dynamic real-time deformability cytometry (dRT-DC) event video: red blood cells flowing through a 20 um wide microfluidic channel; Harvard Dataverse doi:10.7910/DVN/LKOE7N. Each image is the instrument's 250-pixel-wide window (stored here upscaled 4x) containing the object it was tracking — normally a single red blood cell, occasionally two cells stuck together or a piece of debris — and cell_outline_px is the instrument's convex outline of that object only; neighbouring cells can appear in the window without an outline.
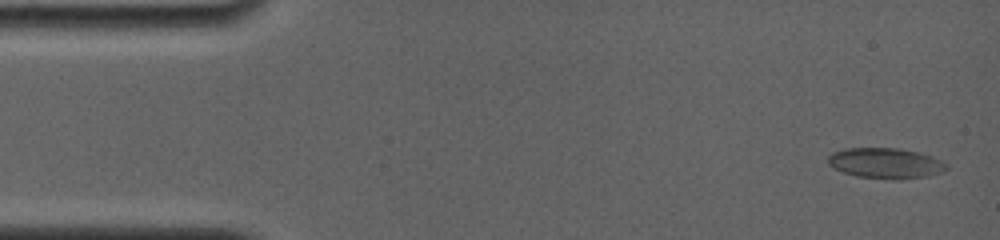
{"species": "common noctule bat (a hibernating species)", "species_latin": "Nyctalus noctula", "temperature_condition": "room temperature", "stored_images_in_passage": 44, "camera_frame_rate_fps": 4000, "um_per_image_px": 0.085, "animal": {"sex": "female", "body_mass_g": 19.0, "forearm_length_mm": 56.7}, "frame": {"image": 1, "passage_image": 1, "time_ms": 0.0, "image_size_px": [1000, 240], "cell_outline_px": [[948, 168], [944, 172], [928, 176], [900, 180], [892, 180], [856, 176], [844, 172], [828, 164], [828, 156], [832, 152], [844, 148], [900, 148], [920, 152], [932, 156], [948, 164]], "centroid_in_image_um": [75.32, 13.87], "position_along_channel_um": 9.7, "area_um2": 21.39}}
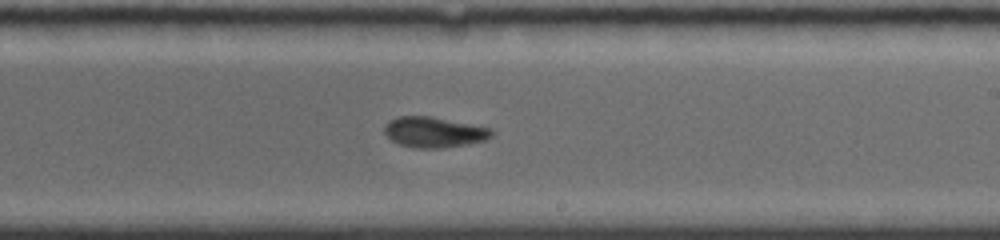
{"frame": {"image": 2, "passage_image": 26, "time_ms": 9.25, "image_size_px": [1000, 240], "cell_outline_px": [[496, 132], [492, 136], [484, 140], [468, 144], [444, 148], [416, 148], [400, 144], [392, 140], [384, 132], [384, 128], [388, 120], [400, 116], [428, 116], [492, 128]], "centroid_in_image_um": [36.91, 11.24], "position_along_channel_um": 252.1, "area_um2": 19.02}}
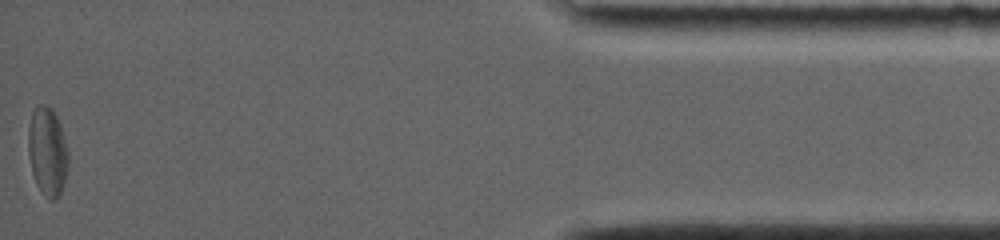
{"frame": {"image": 3, "passage_image": 44, "time_ms": 15.75, "image_size_px": [1000, 240], "cell_outline_px": [[68, 168], [64, 184], [60, 196], [52, 200], [48, 200], [44, 196], [36, 184], [32, 172], [28, 152], [28, 128], [32, 112], [40, 104], [44, 104], [52, 108], [60, 124], [68, 148]], "centroid_in_image_um": [4.04, 12.9], "position_along_channel_um": 431.2, "area_um2": 20.92}, "authors_computed_cell_mechanics": {"area_um2": 19.4208, "velocity_mm_per_s": 3.8233, "shape_relaxation_time_tau1_ms": 3.4704, "shape_relaxation_time_tau2_ms": 2.5725, "deformation_change_tau1": 0.1248, "deformation_change_tau2": 0.068}}